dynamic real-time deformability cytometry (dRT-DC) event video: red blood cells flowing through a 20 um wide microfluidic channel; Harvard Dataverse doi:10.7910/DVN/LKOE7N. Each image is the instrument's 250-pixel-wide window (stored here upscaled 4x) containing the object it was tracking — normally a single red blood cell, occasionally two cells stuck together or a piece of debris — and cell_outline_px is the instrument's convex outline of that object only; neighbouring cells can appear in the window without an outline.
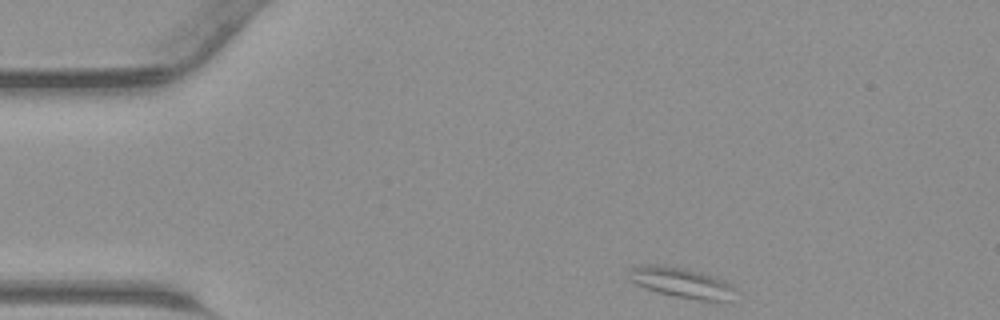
{"species": "common noctule bat (a hibernating species)", "species_latin": "Nyctalus noctula", "temperature_condition": "warm", "stored_images_in_passage": 32, "camera_frame_rate_fps": 3000, "um_per_image_px": 0.085, "animal": {"sex": "male", "body_mass_g": 23.1, "forearm_length_mm": 52.7}, "frame": {"image": 1, "passage_image": 1, "time_ms": 0.0, "image_size_px": [1000, 320], "cell_outline_px": [[736, 288], [724, 300], [700, 300], [676, 296], [656, 292], [636, 284], [628, 280], [632, 268], [644, 264], [652, 264], [684, 268], [700, 272], [724, 280], [732, 284]], "centroid_in_image_um": [57.87, 24.0], "position_along_channel_um": 27.1, "area_um2": 18.21}}
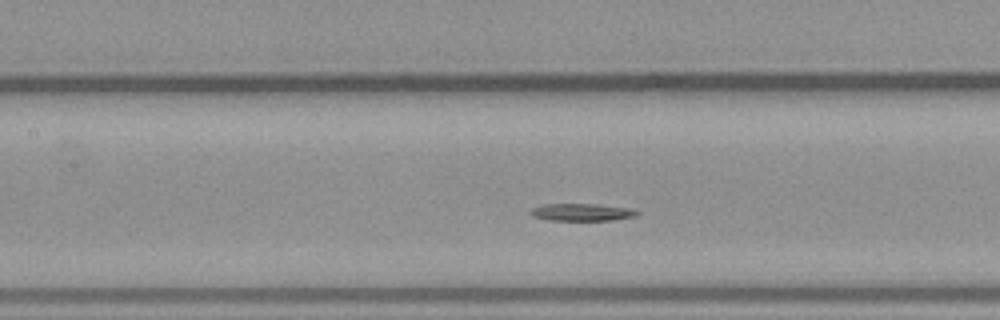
{"frame": {"image": 2, "passage_image": 14, "time_ms": 4.333, "image_size_px": [1000, 320], "cell_outline_px": [[640, 212], [636, 216], [612, 220], [552, 220], [532, 216], [528, 212], [532, 208], [544, 204], [596, 204], [636, 208]], "centroid_in_image_um": [49.51, 18.03], "position_along_channel_um": 157.9, "area_um2": 10.87}}
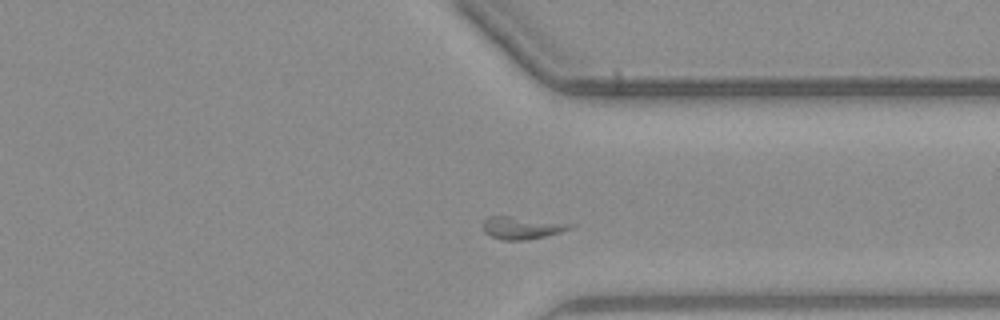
{"frame": {"image": 3, "passage_image": 28, "time_ms": 9.0, "image_size_px": [1000, 320], "cell_outline_px": [[576, 224], [572, 228], [560, 232], [528, 240], [504, 240], [488, 236], [484, 232], [480, 224], [488, 216], [508, 216]], "centroid_in_image_um": [44.29, 19.36], "position_along_channel_um": 367.1, "area_um2": 11.5}}